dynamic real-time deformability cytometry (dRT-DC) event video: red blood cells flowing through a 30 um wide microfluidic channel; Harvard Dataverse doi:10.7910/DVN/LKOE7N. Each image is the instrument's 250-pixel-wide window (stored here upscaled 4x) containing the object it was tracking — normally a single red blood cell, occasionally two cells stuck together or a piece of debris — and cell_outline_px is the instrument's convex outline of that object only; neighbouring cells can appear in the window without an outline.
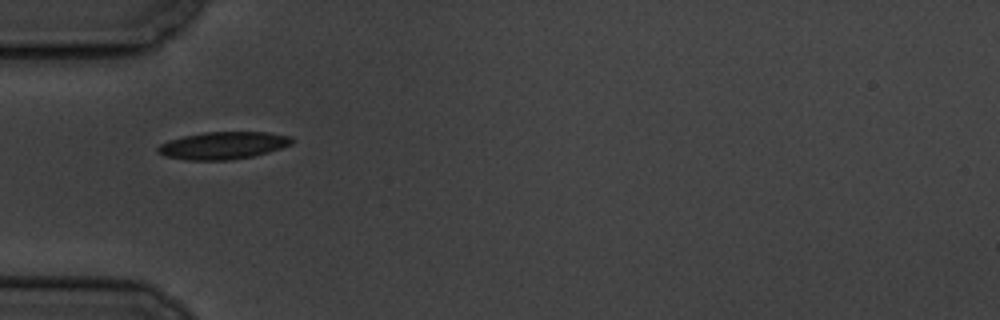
{"species": "common noctule bat (a hibernating species)", "species_latin": "Nyctalus noctula", "temperature_condition": "cold", "stored_images_in_passage": 38, "camera_frame_rate_fps": 3000, "um_per_image_px": 0.085, "animal": {"sex": "male", "body_mass_g": 19.5, "forearm_length_mm": 54.6}, "frame": {"image": 1, "passage_image": 1, "time_ms": 0.0, "image_size_px": [1000, 320], "cell_outline_px": [[292, 144], [268, 152], [252, 156], [232, 160], [188, 160], [164, 156], [156, 148], [160, 144], [168, 140], [184, 136], [204, 132], [268, 132], [292, 136]], "centroid_in_image_um": [18.97, 12.36], "position_along_channel_um": 66.0, "area_um2": 21.33}}
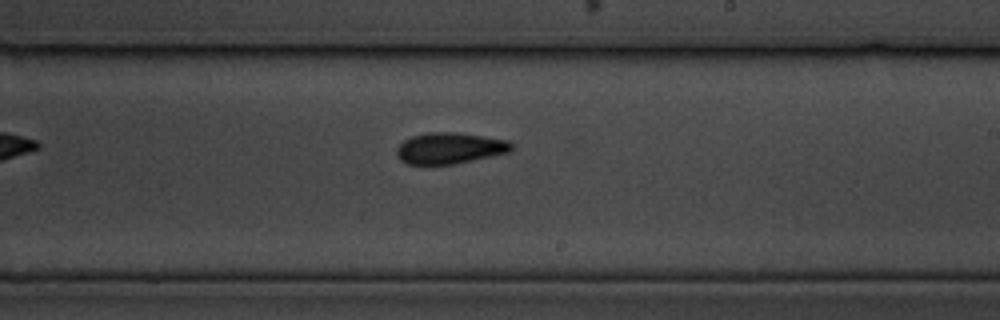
{"frame": {"image": 2, "passage_image": 17, "time_ms": 5.333, "image_size_px": [1000, 320], "cell_outline_px": [[512, 148], [508, 152], [472, 160], [452, 164], [408, 164], [400, 160], [396, 156], [396, 148], [404, 140], [412, 136], [428, 132], [460, 132], [508, 140], [512, 144]], "centroid_in_image_um": [38.19, 12.58], "position_along_channel_um": 250.8, "area_um2": 20.81}}
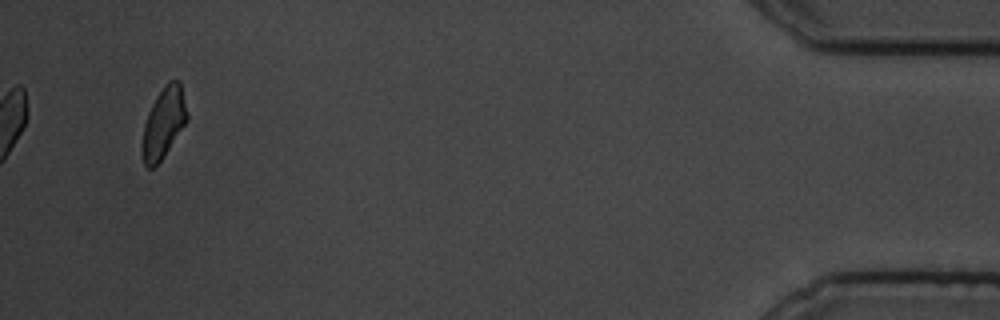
{"frame": {"image": 3, "passage_image": 38, "time_ms": 12.333, "image_size_px": [1000, 320], "cell_outline_px": [[188, 120], [160, 160], [152, 168], [148, 168], [144, 164], [140, 148], [144, 124], [148, 112], [156, 96], [164, 84], [168, 80], [180, 80], [188, 112]], "centroid_in_image_um": [13.9, 10.4], "position_along_channel_um": 421.3, "area_um2": 18.55}, "authors_computed_cell_mechanics": {"area_um2": 20.3745, "velocity_mm_per_s": 3.482, "shape_relaxation_time_tau1_ms": 5.0067, "shape_relaxation_time_tau2_ms": 6.7762, "deformation_change_tau1": 0.1121, "deformation_change_tau2": 0.1099}}